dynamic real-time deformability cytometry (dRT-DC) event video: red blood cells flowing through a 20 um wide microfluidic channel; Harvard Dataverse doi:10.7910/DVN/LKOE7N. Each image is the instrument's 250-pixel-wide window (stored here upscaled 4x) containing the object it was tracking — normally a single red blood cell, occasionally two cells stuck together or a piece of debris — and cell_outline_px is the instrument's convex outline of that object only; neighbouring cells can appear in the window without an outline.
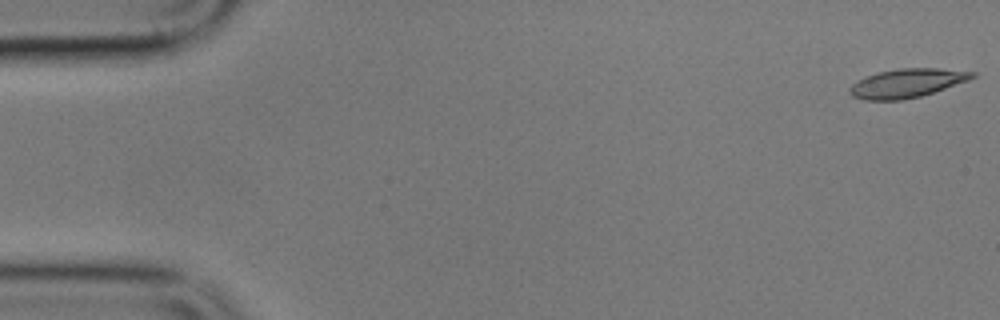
{"species": "common noctule bat (a hibernating species)", "species_latin": "Nyctalus noctula", "temperature_condition": "cold", "stored_images_in_passage": 6, "camera_frame_rate_fps": 3000, "um_per_image_px": 0.085, "animal": {"sex": "male", "body_mass_g": 17.9}, "frame": {"image": 1, "passage_image": 1, "time_ms": 0.0, "image_size_px": [1000, 320], "cell_outline_px": [[976, 76], [968, 80], [920, 96], [904, 100], [864, 100], [852, 96], [848, 92], [848, 88], [852, 84], [868, 76], [880, 72], [896, 68], [936, 68], [976, 72]], "centroid_in_image_um": [77.06, 7.07], "position_along_channel_um": 7.9, "area_um2": 20.35}}
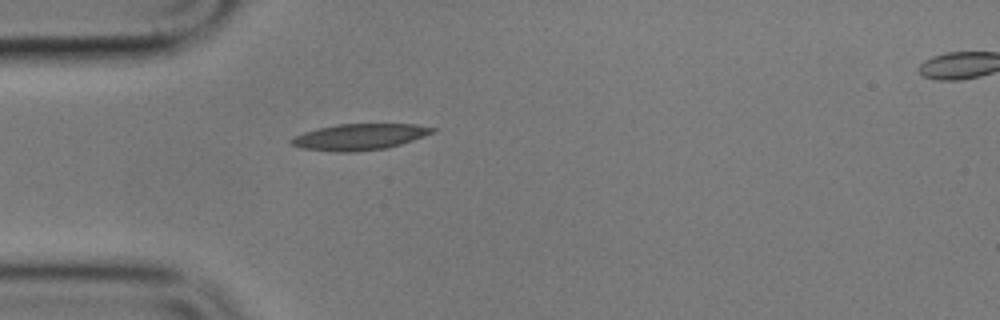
{"frame": {"image": 2, "passage_image": 5, "time_ms": 5.0, "image_size_px": [1000, 320], "cell_outline_px": [[440, 128], [436, 132], [388, 148], [356, 152], [336, 152], [300, 148], [292, 144], [288, 140], [304, 132], [336, 124], [416, 124]], "centroid_in_image_um": [30.61, 11.63], "position_along_channel_um": 54.4, "area_um2": 21.68}}